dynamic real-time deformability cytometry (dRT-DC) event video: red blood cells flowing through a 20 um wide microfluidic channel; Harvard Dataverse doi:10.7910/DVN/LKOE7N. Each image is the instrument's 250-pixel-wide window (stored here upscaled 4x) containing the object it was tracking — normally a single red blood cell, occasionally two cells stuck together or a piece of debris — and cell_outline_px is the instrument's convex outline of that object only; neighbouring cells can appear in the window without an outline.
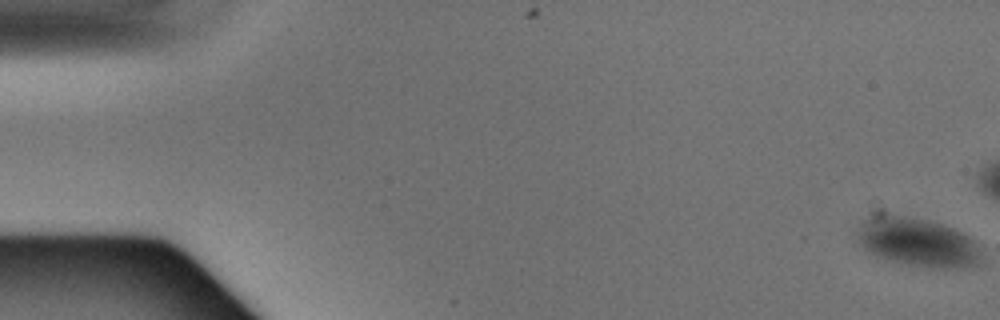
{"species": "Egyptian fruit bat (a non-hibernating species)", "species_latin": "Rousettus aegyptiacus", "temperature_condition": "warm", "stored_images_in_passage": 14, "camera_frame_rate_fps": 3000, "um_per_image_px": 0.085, "animal": {"sex": "male"}, "frame": {"image": 1, "passage_image": 1, "time_ms": 0.0, "image_size_px": [1000, 320], "cell_outline_px": [[984, 264], [960, 268], [928, 268], [900, 264], [876, 256], [868, 252], [856, 240], [856, 232], [860, 220], [876, 212], [892, 212], [940, 224], [952, 228], [960, 232], [972, 240]], "centroid_in_image_um": [77.86, 20.57], "position_along_channel_um": 7.1, "area_um2": 36.18}}